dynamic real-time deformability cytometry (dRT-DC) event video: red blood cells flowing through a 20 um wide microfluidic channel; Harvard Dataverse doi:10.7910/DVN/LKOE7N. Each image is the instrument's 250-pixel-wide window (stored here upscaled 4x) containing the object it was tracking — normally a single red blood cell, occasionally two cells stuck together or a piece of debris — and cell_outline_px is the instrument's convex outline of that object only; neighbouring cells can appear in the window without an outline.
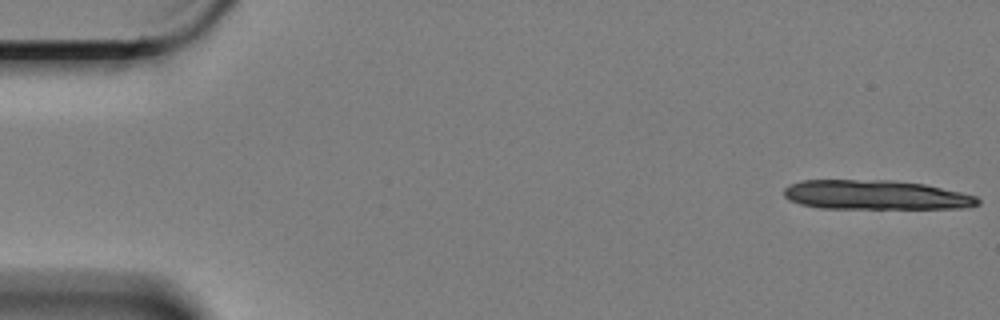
{"species": "Egyptian fruit bat (a non-hibernating species)", "species_latin": "Rousettus aegyptiacus", "temperature_condition": "cold", "stored_images_in_passage": 8, "camera_frame_rate_fps": 3000, "um_per_image_px": 0.085, "animal": {"sex": "female"}, "frame": {"image": 1, "passage_image": 1, "time_ms": 0.0, "image_size_px": [1000, 320], "cell_outline_px": [[980, 204], [968, 208], [820, 208], [800, 204], [788, 200], [784, 196], [784, 188], [788, 184], [800, 180], [888, 180], [924, 184], [960, 192], [976, 196], [980, 200]], "centroid_in_image_um": [74.4, 16.57], "position_along_channel_um": 10.6, "area_um2": 33.29}}